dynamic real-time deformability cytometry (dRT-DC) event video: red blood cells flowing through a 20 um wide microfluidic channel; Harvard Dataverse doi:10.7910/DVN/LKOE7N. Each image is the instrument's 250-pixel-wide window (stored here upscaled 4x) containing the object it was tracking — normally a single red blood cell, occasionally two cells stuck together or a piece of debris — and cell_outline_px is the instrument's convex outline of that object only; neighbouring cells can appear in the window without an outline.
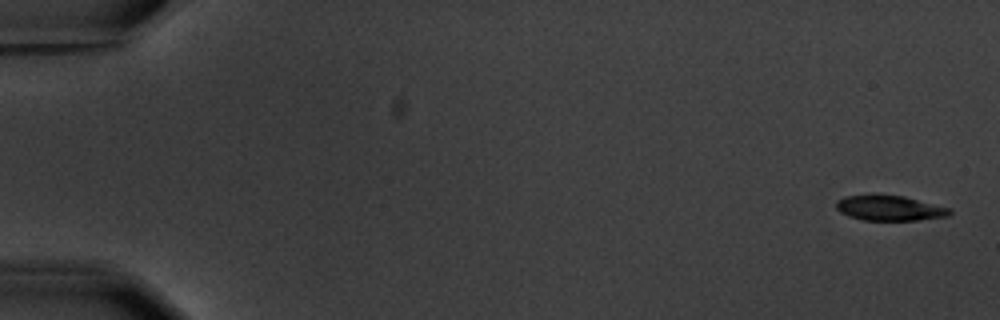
{"species": "common noctule bat (a hibernating species)", "species_latin": "Nyctalus noctula", "temperature_condition": "warm", "stored_images_in_passage": 5, "camera_frame_rate_fps": 3000, "um_per_image_px": 0.085, "animal": {"sex": "male", "body_mass_g": 20.1, "forearm_length_mm": 53.5}, "frame": {"image": 1, "passage_image": 1, "time_ms": 0.0, "image_size_px": [1000, 320], "cell_outline_px": [[952, 212], [948, 216], [916, 220], [864, 220], [848, 216], [840, 212], [836, 208], [836, 200], [844, 196], [904, 196], [952, 208]], "centroid_in_image_um": [75.64, 17.7], "position_along_channel_um": 9.4, "area_um2": 16.42}}
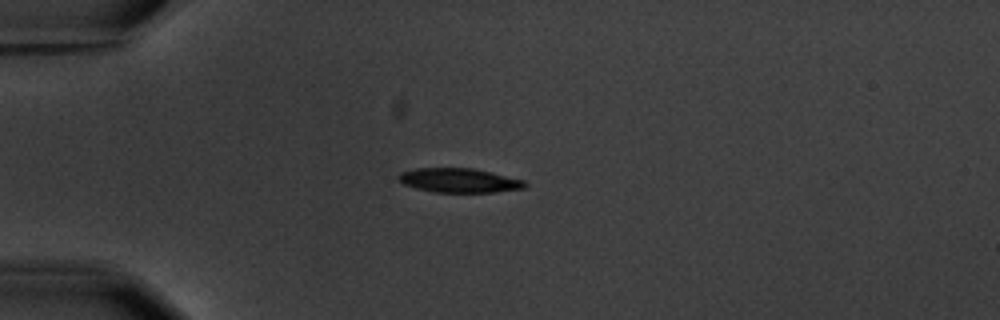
{"frame": {"image": 2, "passage_image": 5, "time_ms": 4.667, "image_size_px": [1000, 320], "cell_outline_px": [[528, 184], [524, 188], [496, 192], [436, 192], [416, 188], [404, 184], [396, 180], [396, 176], [400, 172], [416, 168], [472, 168], [524, 180]], "centroid_in_image_um": [38.98, 15.33], "position_along_channel_um": 46.0, "area_um2": 17.86}}